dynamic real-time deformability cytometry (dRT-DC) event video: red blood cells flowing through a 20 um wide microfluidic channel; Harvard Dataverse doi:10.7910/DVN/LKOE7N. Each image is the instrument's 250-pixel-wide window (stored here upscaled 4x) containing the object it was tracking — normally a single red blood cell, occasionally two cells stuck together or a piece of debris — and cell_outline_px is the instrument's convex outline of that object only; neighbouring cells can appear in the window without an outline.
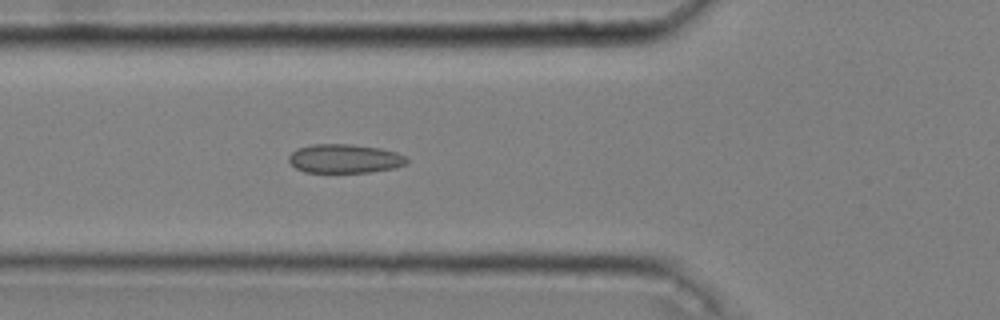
{"species": "common noctule bat (a hibernating species)", "species_latin": "Nyctalus noctula", "temperature_condition": "cold", "stored_images_in_passage": 52, "camera_frame_rate_fps": 3000, "um_per_image_px": 0.085, "animal": {"sex": "male", "body_mass_g": 20.4}, "frame": {"image": 1, "passage_image": 19, "time_ms": 6.0, "image_size_px": [1000, 320], "cell_outline_px": [[408, 164], [392, 168], [368, 172], [304, 172], [296, 168], [288, 160], [288, 156], [296, 148], [312, 144], [352, 144], [380, 148], [396, 152], [404, 156], [408, 160]], "centroid_in_image_um": [29.27, 13.47], "position_along_channel_um": 96.5, "area_um2": 19.88}}
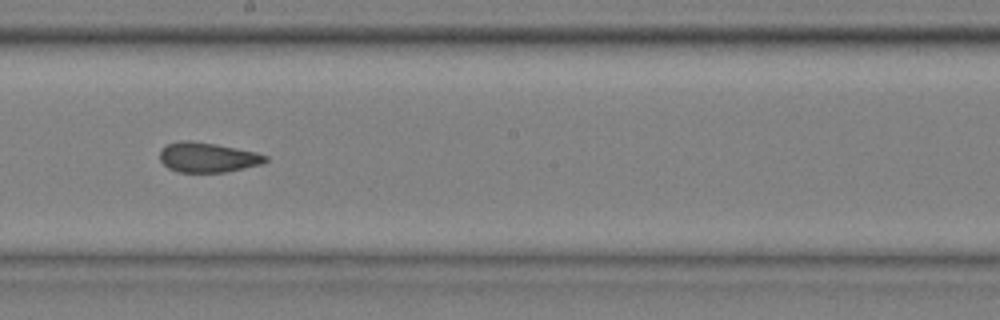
{"frame": {"image": 2, "passage_image": 30, "time_ms": 9.667, "image_size_px": [1000, 320], "cell_outline_px": [[268, 160], [264, 164], [224, 172], [180, 172], [168, 168], [160, 160], [160, 148], [168, 144], [180, 140], [188, 140], [216, 144], [256, 152], [268, 156]], "centroid_in_image_um": [17.65, 13.37], "position_along_channel_um": 230.5, "area_um2": 18.44}}
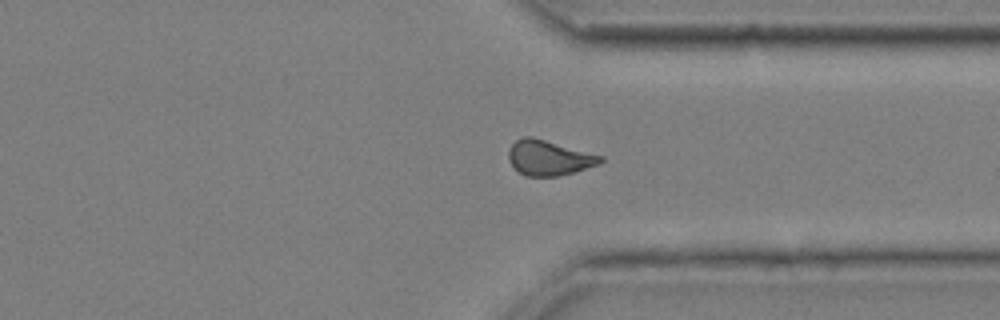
{"frame": {"image": 3, "passage_image": 41, "time_ms": 13.333, "image_size_px": [1000, 320], "cell_outline_px": [[604, 160], [600, 164], [572, 172], [556, 176], [524, 176], [508, 160], [508, 148], [516, 140], [524, 136], [532, 136], [604, 156]], "centroid_in_image_um": [46.65, 13.4], "position_along_channel_um": 364.7, "area_um2": 18.79}, "authors_computed_cell_mechanics": {"area_um2": 18.785, "velocity_mm_per_s": 3.6543, "shape_relaxation_time_tau1_ms": null, "shape_relaxation_time_tau2_ms": 2.4709, "deformation_change_tau1": null, "deformation_change_tau2": 0.0781}}